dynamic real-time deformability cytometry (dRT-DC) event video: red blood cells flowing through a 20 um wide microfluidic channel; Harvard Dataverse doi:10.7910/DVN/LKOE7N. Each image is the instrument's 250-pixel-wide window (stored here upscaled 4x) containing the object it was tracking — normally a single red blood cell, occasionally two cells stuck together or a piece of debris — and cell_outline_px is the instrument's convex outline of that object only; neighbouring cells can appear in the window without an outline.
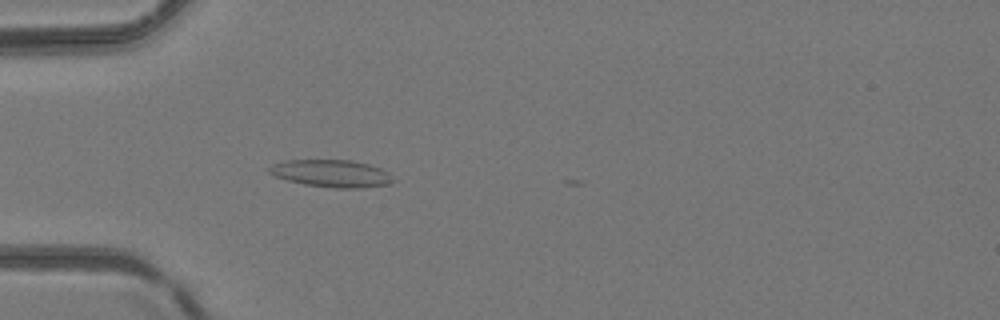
{"species": "common noctule bat (a hibernating species)", "species_latin": "Nyctalus noctula", "temperature_condition": "room temperature", "stored_images_in_passage": 8, "camera_frame_rate_fps": 3000, "um_per_image_px": 0.085, "animal": {"sex": "female", "body_mass_g": 24.6, "forearm_length_mm": 56.2}, "frame": {"image": 1, "passage_image": 1, "time_ms": 0.0, "image_size_px": [1000, 320], "cell_outline_px": [[396, 180], [392, 184], [360, 188], [336, 188], [304, 184], [288, 180], [276, 176], [268, 172], [268, 168], [272, 164], [288, 160], [352, 160], [368, 164], [380, 168], [388, 172]], "centroid_in_image_um": [28.22, 14.74], "position_along_channel_um": 56.8, "area_um2": 19.77}}
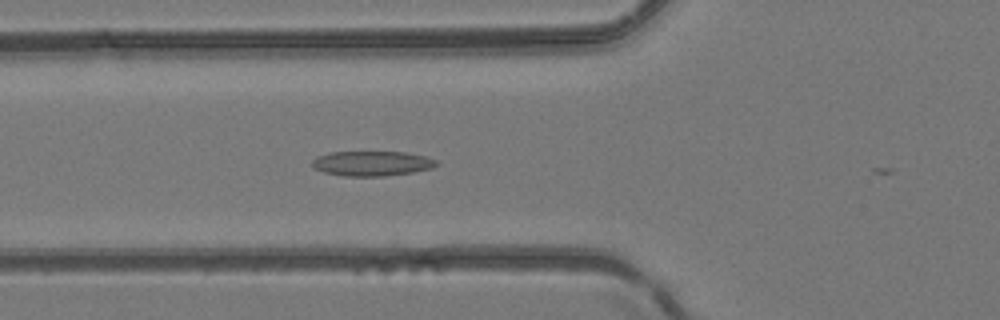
{"frame": {"image": 2, "passage_image": 4, "time_ms": 1.0, "image_size_px": [1000, 320], "cell_outline_px": [[436, 164], [432, 168], [412, 172], [384, 176], [344, 176], [324, 172], [312, 168], [312, 160], [316, 156], [328, 152], [404, 152], [424, 156], [436, 160]], "centroid_in_image_um": [31.55, 13.89], "position_along_channel_um": 94.3, "area_um2": 17.98}}
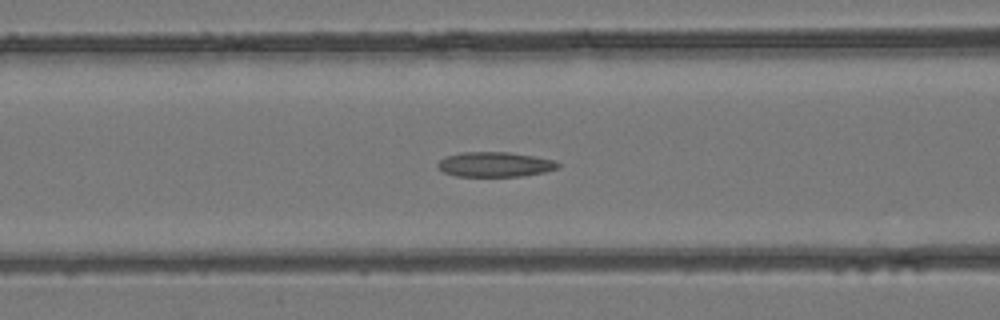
{"frame": {"image": 3, "passage_image": 6, "time_ms": 1.667, "image_size_px": [1000, 320], "cell_outline_px": [[560, 168], [544, 172], [524, 176], [456, 176], [444, 172], [436, 164], [444, 156], [460, 152], [508, 152], [532, 156], [552, 160], [560, 164]], "centroid_in_image_um": [42.05, 13.97], "position_along_channel_um": 124.5, "area_um2": 17.4}}